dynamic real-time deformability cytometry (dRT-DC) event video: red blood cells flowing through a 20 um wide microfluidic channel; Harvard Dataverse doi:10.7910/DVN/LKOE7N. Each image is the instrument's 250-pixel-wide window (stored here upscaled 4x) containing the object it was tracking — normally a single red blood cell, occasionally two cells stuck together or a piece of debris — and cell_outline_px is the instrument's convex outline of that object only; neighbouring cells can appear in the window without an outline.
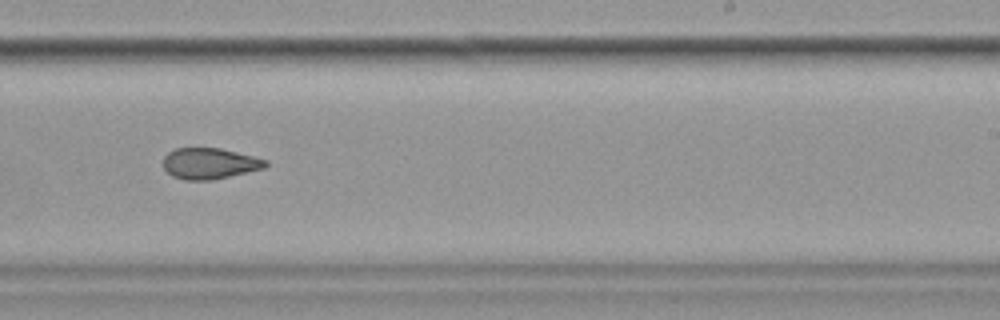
{"species": "common noctule bat (a hibernating species)", "species_latin": "Nyctalus noctula", "temperature_condition": "cold", "stored_images_in_passage": 17, "camera_frame_rate_fps": 3000, "um_per_image_px": 0.085, "animal": {"sex": "female", "body_mass_g": 19.9}, "frame": {"image": 1, "passage_image": 10, "time_ms": 11.333, "image_size_px": [1000, 320], "cell_outline_px": [[268, 164], [264, 168], [212, 180], [184, 180], [172, 176], [164, 168], [164, 156], [168, 152], [176, 148], [220, 148], [268, 160]], "centroid_in_image_um": [17.8, 13.9], "position_along_channel_um": 271.2, "area_um2": 18.38}}